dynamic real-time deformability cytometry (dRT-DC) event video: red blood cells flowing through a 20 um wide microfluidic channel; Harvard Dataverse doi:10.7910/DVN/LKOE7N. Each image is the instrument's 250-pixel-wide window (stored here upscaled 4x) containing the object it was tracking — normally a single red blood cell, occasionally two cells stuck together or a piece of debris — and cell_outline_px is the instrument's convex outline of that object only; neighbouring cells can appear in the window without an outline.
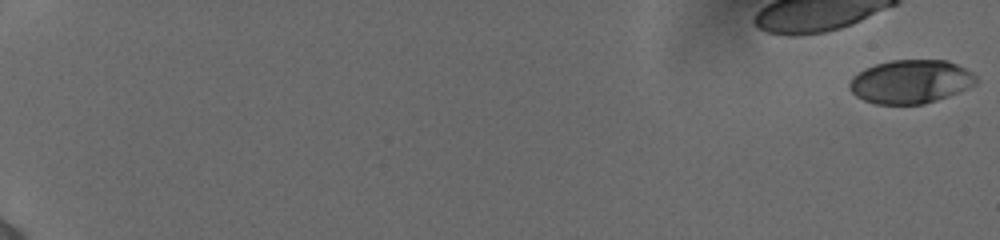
{"species": "human", "species_latin": "Homo sapiens", "temperature_condition": "cold", "stored_images_in_passage": 57, "camera_frame_rate_fps": 3000, "um_per_image_px": 0.085, "donor": {"sex": "female"}, "frame": {"image": 1, "passage_image": 1, "time_ms": 0.0, "image_size_px": [1000, 240], "cell_outline_px": [[976, 84], [968, 88], [948, 96], [924, 104], [876, 104], [864, 100], [856, 96], [848, 88], [848, 84], [852, 76], [864, 68], [876, 64], [892, 60], [948, 60], [972, 72], [976, 76]], "centroid_in_image_um": [77.38, 6.94], "position_along_channel_um": 7.6, "area_um2": 32.19}}
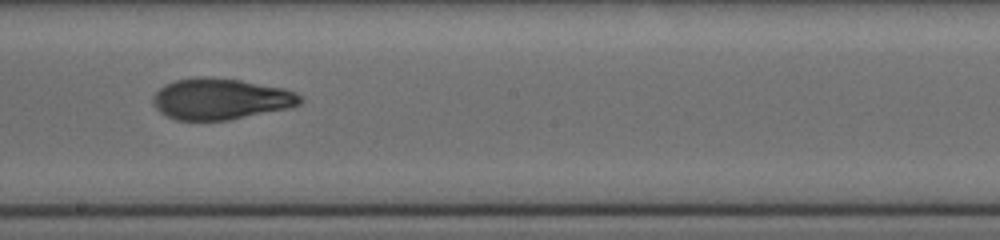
{"frame": {"image": 2, "passage_image": 36, "time_ms": 11.667, "image_size_px": [1000, 240], "cell_outline_px": [[304, 100], [300, 104], [292, 108], [228, 120], [176, 120], [160, 112], [152, 104], [152, 96], [164, 84], [176, 80], [196, 76], [204, 76], [240, 80], [284, 88], [296, 92]], "centroid_in_image_um": [18.76, 8.41], "position_along_channel_um": 229.4, "area_um2": 35.6}}
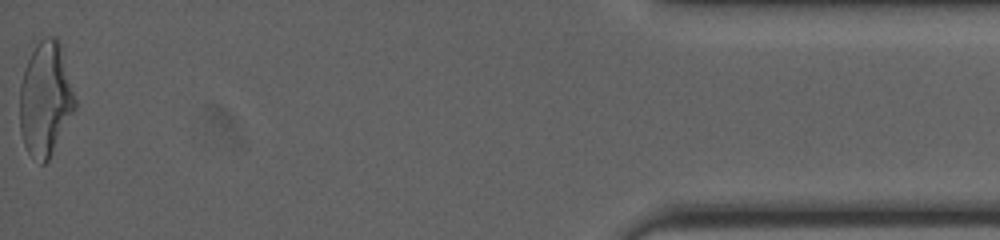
{"frame": {"image": 3, "passage_image": 57, "time_ms": 18.667, "image_size_px": [1000, 240], "cell_outline_px": [[76, 108], [48, 160], [44, 164], [40, 164], [28, 152], [24, 144], [20, 132], [20, 84], [24, 68], [36, 44], [44, 36], [56, 36], [60, 44], [76, 100]], "centroid_in_image_um": [3.85, 8.42], "position_along_channel_um": 431.3, "area_um2": 36.53}, "authors_computed_cell_mechanics": {"area_um2": 34.6222, "velocity_mm_per_s": 3.8934, "shape_relaxation_time_tau1_ms": 4.6087, "shape_relaxation_time_tau2_ms": 1.7066, "deformation_change_tau1": 0.1666, "deformation_change_tau2": 0.0846}}